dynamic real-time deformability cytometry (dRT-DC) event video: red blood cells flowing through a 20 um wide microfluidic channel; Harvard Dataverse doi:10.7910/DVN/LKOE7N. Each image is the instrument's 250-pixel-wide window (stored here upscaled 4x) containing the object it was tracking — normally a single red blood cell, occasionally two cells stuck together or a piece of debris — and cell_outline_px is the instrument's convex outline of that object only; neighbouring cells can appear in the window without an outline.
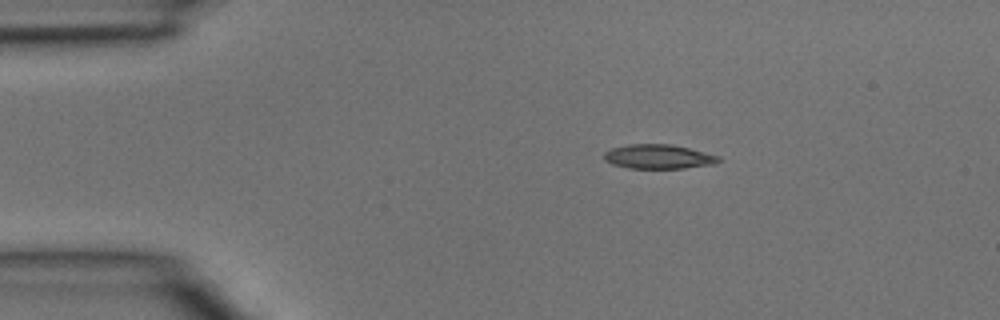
{"species": "common noctule bat (a hibernating species)", "species_latin": "Nyctalus noctula", "temperature_condition": "room temperature", "stored_images_in_passage": 2, "camera_frame_rate_fps": 3000, "um_per_image_px": 0.085, "animal": {"sex": "male", "body_mass_g": 15.6}, "frame": {"image": 1, "passage_image": 1, "time_ms": 0.0, "image_size_px": [1000, 320], "cell_outline_px": [[720, 160], [712, 164], [684, 168], [628, 168], [612, 164], [604, 160], [604, 152], [612, 148], [628, 144], [672, 144], [720, 156]], "centroid_in_image_um": [55.93, 13.31], "position_along_channel_um": 29.1, "area_um2": 16.13}}
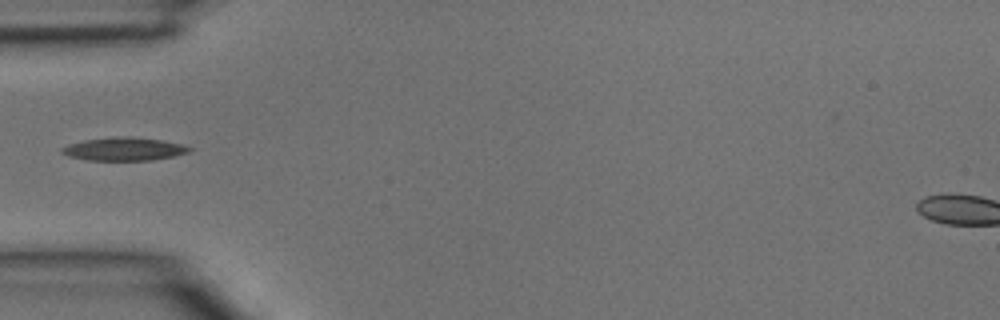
{"frame": {"image": 2, "passage_image": 2, "time_ms": 0.333, "image_size_px": [1000, 320], "cell_outline_px": [[192, 148], [188, 152], [172, 156], [152, 160], [88, 160], [68, 156], [60, 152], [60, 148], [68, 144], [84, 140], [112, 136], [132, 136], [160, 140], [184, 144]], "centroid_in_image_um": [10.5, 12.65], "position_along_channel_um": 74.5, "area_um2": 17.28}}